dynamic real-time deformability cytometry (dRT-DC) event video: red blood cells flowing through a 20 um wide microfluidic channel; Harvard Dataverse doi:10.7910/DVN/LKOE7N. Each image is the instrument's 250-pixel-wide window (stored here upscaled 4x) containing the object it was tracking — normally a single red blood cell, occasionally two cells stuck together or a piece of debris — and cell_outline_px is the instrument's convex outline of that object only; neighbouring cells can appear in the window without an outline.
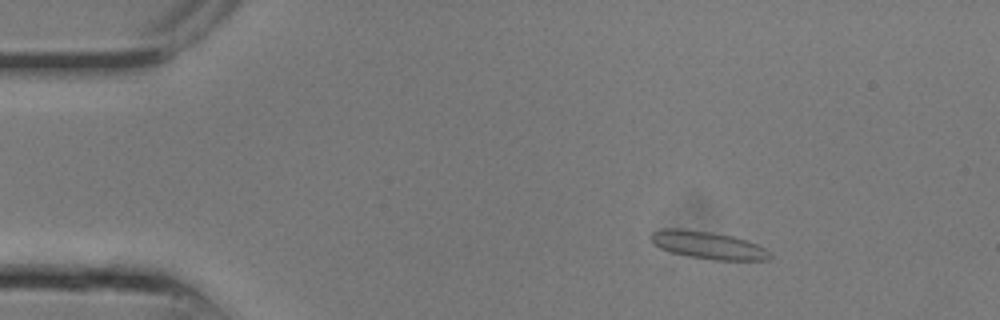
{"species": "common noctule bat (a hibernating species)", "species_latin": "Nyctalus noctula", "temperature_condition": "room temperature", "stored_images_in_passage": 9, "camera_frame_rate_fps": 3000, "um_per_image_px": 0.085, "animal": {"sex": "male", "body_mass_g": 13.3}, "frame": {"image": 1, "passage_image": 4, "time_ms": 1.0, "image_size_px": [1000, 320], "cell_outline_px": [[772, 256], [768, 260], [672, 268], [664, 268], [648, 236], [652, 232], [664, 228], [680, 228], [708, 232], [732, 236], [756, 244], [772, 252]], "centroid_in_image_um": [59.76, 21.13], "position_along_channel_um": 25.2, "area_um2": 24.74}}
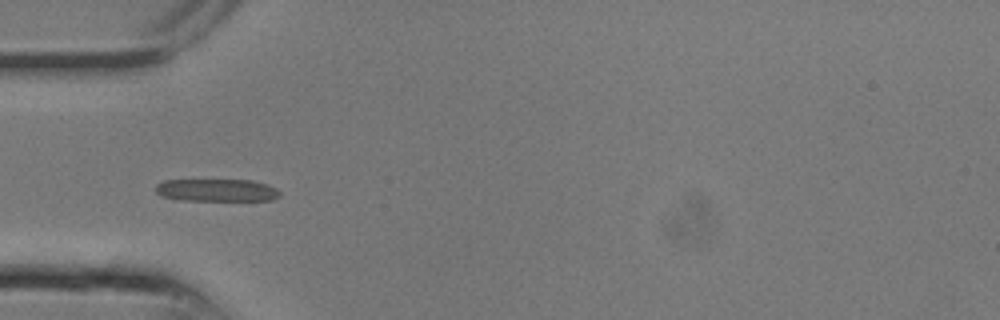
{"frame": {"image": 2, "passage_image": 8, "time_ms": 2.333, "image_size_px": [1000, 320], "cell_outline_px": [[280, 196], [272, 200], [180, 200], [160, 196], [156, 192], [156, 184], [164, 180], [252, 180], [268, 184], [276, 188], [280, 192]], "centroid_in_image_um": [18.42, 16.16], "position_along_channel_um": 66.6, "area_um2": 16.36}}